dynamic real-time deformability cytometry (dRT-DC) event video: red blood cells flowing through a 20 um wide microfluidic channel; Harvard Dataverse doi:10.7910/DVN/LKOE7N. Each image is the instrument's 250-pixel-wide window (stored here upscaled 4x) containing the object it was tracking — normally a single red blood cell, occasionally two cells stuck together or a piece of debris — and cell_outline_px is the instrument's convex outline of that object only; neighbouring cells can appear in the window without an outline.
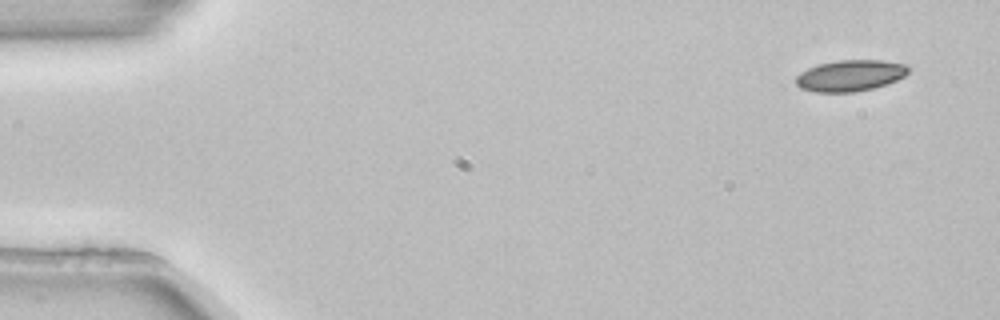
{"species": "common noctule bat (a hibernating species)", "species_latin": "Nyctalus noctula", "temperature_condition": "room temperature", "stored_images_in_passage": 4, "camera_frame_rate_fps": 3000, "um_per_image_px": 0.085, "animal": {"sex": "female", "body_mass_g": 22.7, "forearm_length_mm": 54.2}, "frame": {"image": 1, "passage_image": 1, "time_ms": 0.0, "image_size_px": [1000, 320], "cell_outline_px": [[908, 72], [904, 76], [888, 84], [856, 92], [816, 92], [800, 88], [796, 84], [796, 76], [800, 72], [816, 64], [840, 60], [880, 60], [904, 64], [908, 68]], "centroid_in_image_um": [72.23, 6.43], "position_along_channel_um": 12.8, "area_um2": 20.46}}
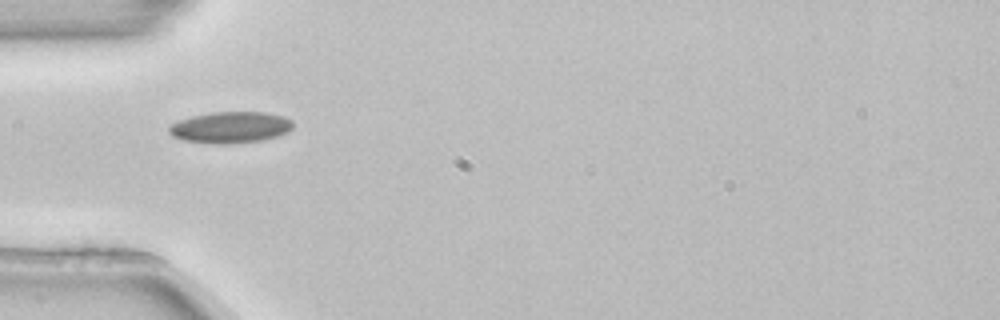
{"frame": {"image": 2, "passage_image": 4, "time_ms": 1.0, "image_size_px": [1000, 320], "cell_outline_px": [[292, 128], [288, 132], [264, 140], [224, 144], [216, 144], [184, 140], [172, 136], [168, 132], [168, 128], [172, 124], [180, 120], [192, 116], [212, 112], [268, 112], [284, 116], [292, 120]], "centroid_in_image_um": [19.61, 10.82], "position_along_channel_um": 65.4, "area_um2": 22.66}}